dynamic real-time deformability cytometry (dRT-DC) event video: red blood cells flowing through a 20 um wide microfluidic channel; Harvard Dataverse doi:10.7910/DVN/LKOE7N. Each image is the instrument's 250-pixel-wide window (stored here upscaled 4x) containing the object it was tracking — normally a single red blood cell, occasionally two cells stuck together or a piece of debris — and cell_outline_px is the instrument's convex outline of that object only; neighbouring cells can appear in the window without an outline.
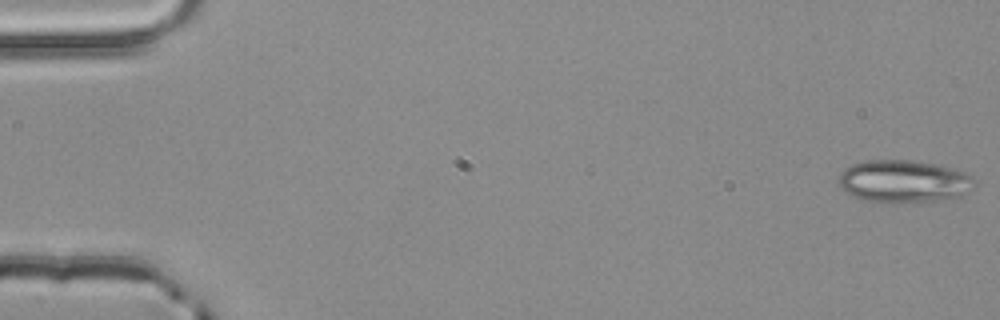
{"species": "common noctule bat (a hibernating species)", "species_latin": "Nyctalus noctula", "temperature_condition": "room temperature", "stored_images_in_passage": 4, "camera_frame_rate_fps": 3000, "um_per_image_px": 0.085, "animal": {"sex": "male", "body_mass_g": 20.4}, "frame": {"image": 1, "passage_image": 1, "time_ms": 0.0, "image_size_px": [1000, 320], "cell_outline_px": [[976, 184], [968, 192], [960, 196], [936, 200], [896, 204], [860, 200], [852, 196], [840, 188], [840, 172], [852, 164], [864, 160], [908, 160], [936, 164], [952, 168], [964, 172], [972, 176]], "centroid_in_image_um": [76.8, 15.43], "position_along_channel_um": 8.2, "area_um2": 33.99}}